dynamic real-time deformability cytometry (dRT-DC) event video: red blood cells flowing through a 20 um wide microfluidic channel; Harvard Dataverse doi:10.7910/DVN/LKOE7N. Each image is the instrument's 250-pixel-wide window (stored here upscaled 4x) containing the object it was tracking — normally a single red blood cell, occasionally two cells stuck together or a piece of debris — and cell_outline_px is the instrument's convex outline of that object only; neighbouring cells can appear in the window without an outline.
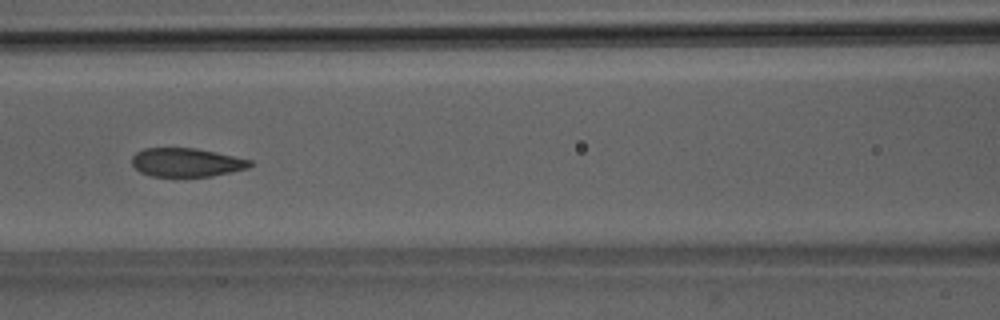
{"species": "Egyptian fruit bat (a non-hibernating species)", "species_latin": "Rousettus aegyptiacus", "temperature_condition": "room temperature", "stored_images_in_passage": 6, "camera_frame_rate_fps": 3000, "um_per_image_px": 0.085, "animal": {"sex": "male"}, "frame": {"image": 1, "passage_image": 6, "time_ms": 6.667, "image_size_px": [1000, 320], "cell_outline_px": [[252, 164], [248, 168], [212, 176], [152, 176], [140, 172], [132, 164], [132, 156], [136, 152], [144, 148], [196, 148], [216, 152], [252, 160]], "centroid_in_image_um": [15.84, 13.8], "position_along_channel_um": 150.8, "area_um2": 19.65}}